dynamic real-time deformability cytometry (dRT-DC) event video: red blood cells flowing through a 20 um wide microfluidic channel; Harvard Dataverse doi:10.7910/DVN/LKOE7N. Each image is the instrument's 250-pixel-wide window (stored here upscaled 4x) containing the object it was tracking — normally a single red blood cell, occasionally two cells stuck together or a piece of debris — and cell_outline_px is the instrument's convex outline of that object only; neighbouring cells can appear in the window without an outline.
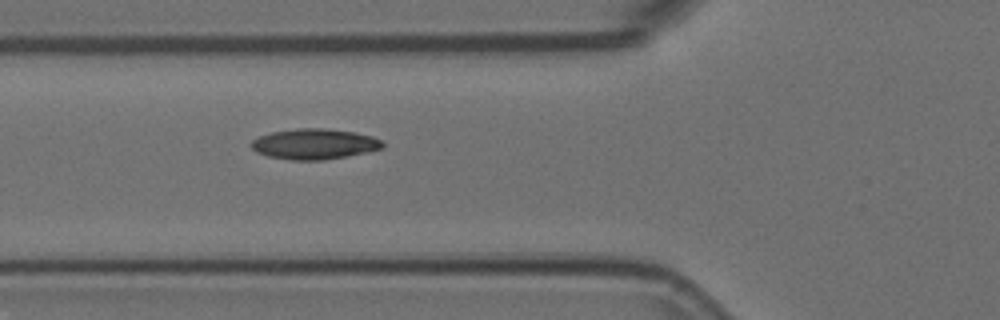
{"species": "Egyptian fruit bat (a non-hibernating species)", "species_latin": "Rousettus aegyptiacus", "temperature_condition": "room temperature", "stored_images_in_passage": 2, "camera_frame_rate_fps": 3000, "um_per_image_px": 0.085, "animal": {"sex": "female"}, "frame": {"image": 1, "passage_image": 2, "time_ms": 0.333, "image_size_px": [1000, 320], "cell_outline_px": [[384, 148], [368, 152], [324, 160], [292, 160], [268, 156], [256, 152], [252, 148], [252, 140], [260, 136], [272, 132], [296, 128], [324, 128], [352, 132], [372, 136], [380, 140], [384, 144]], "centroid_in_image_um": [26.73, 12.24], "position_along_channel_um": 99.1, "area_um2": 23.24}}